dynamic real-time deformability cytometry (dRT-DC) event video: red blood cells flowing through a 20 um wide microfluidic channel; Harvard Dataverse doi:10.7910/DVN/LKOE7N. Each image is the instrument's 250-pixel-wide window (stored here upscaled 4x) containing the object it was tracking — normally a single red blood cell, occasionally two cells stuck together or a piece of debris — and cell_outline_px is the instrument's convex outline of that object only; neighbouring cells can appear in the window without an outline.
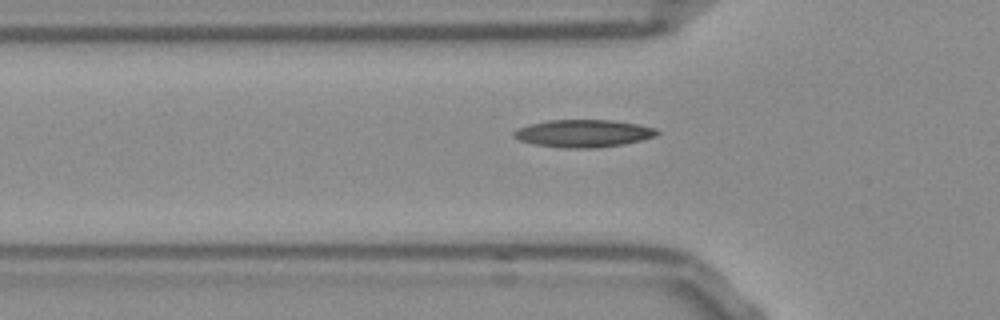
{"species": "Egyptian fruit bat (a non-hibernating species)", "species_latin": "Rousettus aegyptiacus", "temperature_condition": "room temperature", "stored_images_in_passage": 35, "camera_frame_rate_fps": 3000, "um_per_image_px": 0.085, "frame": {"image": 1, "passage_image": 2, "time_ms": 0.333, "image_size_px": [1000, 320], "cell_outline_px": [[660, 132], [656, 136], [624, 144], [596, 148], [564, 148], [532, 144], [520, 140], [512, 136], [512, 132], [516, 128], [528, 124], [548, 120], [612, 120], [640, 124], [656, 128]], "centroid_in_image_um": [49.57, 11.33], "position_along_channel_um": 76.2, "area_um2": 23.24}}
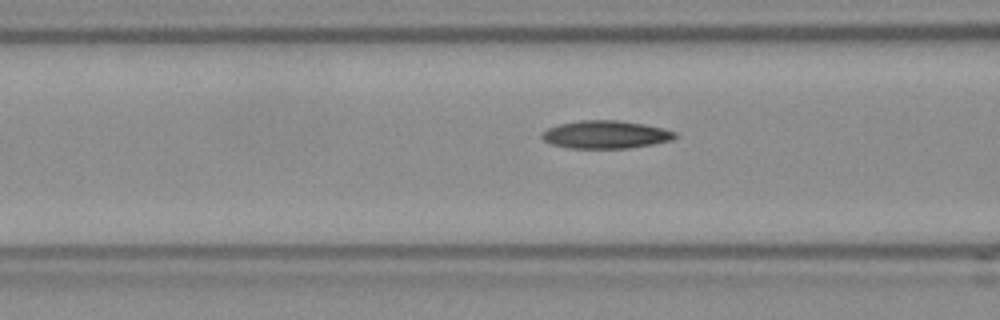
{"frame": {"image": 2, "passage_image": 5, "time_ms": 1.333, "image_size_px": [1000, 320], "cell_outline_px": [[676, 136], [672, 140], [652, 144], [628, 148], [568, 148], [552, 144], [544, 140], [540, 136], [540, 132], [548, 128], [560, 124], [580, 120], [620, 120], [644, 124], [664, 128], [676, 132]], "centroid_in_image_um": [51.47, 11.43], "position_along_channel_um": 115.1, "area_um2": 21.68}}
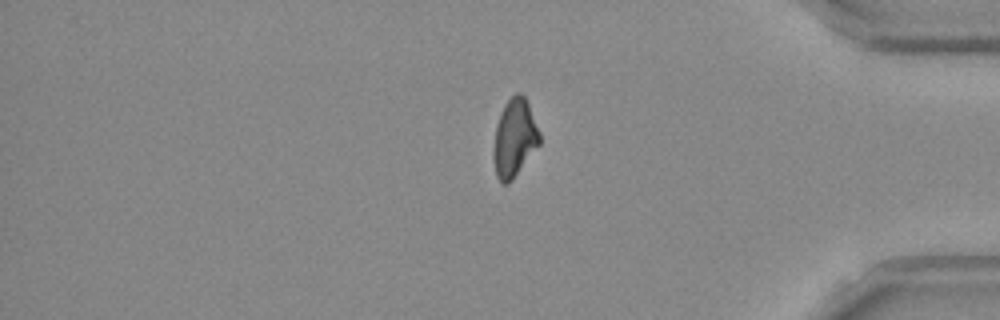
{"frame": {"image": 3, "passage_image": 29, "time_ms": 9.333, "image_size_px": [1000, 320], "cell_outline_px": [[540, 144], [512, 180], [508, 184], [504, 184], [496, 176], [492, 156], [492, 152], [496, 124], [500, 112], [504, 104], [516, 92], [520, 92], [524, 96], [528, 104], [540, 132]], "centroid_in_image_um": [43.71, 11.73], "position_along_channel_um": 391.5, "area_um2": 21.04}, "authors_computed_cell_mechanics": {"area_um2": 21.1548, "velocity_mm_per_s": 3.7981, "shape_relaxation_time_tau1_ms": null, "shape_relaxation_time_tau2_ms": 5.0993, "deformation_change_tau1": null, "deformation_change_tau2": 0.1139}}